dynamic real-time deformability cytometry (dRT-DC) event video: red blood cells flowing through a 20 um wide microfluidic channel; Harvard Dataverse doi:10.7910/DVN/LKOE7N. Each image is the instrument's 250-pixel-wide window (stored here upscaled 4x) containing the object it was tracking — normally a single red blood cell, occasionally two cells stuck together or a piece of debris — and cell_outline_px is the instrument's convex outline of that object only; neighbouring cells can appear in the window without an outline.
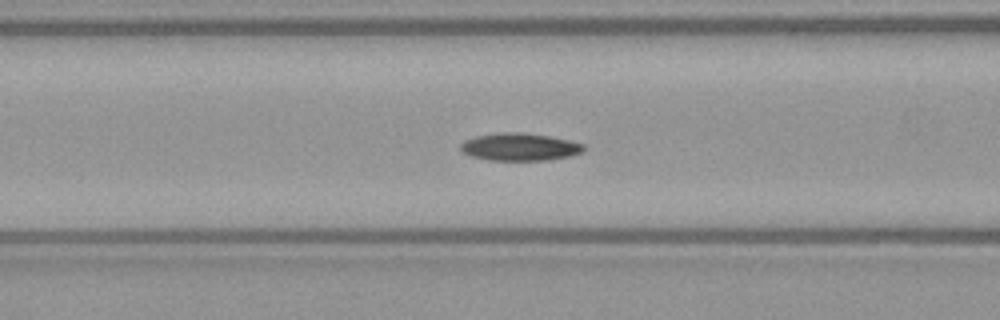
{"species": "common noctule bat (a hibernating species)", "species_latin": "Nyctalus noctula", "temperature_condition": "warm", "stored_images_in_passage": 45, "camera_frame_rate_fps": 3000, "um_per_image_px": 0.085, "animal": {"sex": "female", "body_mass_g": 21.9}, "frame": {"image": 1, "passage_image": 16, "time_ms": 5.0, "image_size_px": [1000, 320], "cell_outline_px": [[584, 148], [580, 152], [568, 156], [548, 160], [488, 160], [472, 156], [460, 152], [460, 144], [464, 140], [476, 136], [500, 132], [524, 132], [548, 136], [568, 140], [584, 144]], "centroid_in_image_um": [44.11, 12.48], "position_along_channel_um": 122.5, "area_um2": 19.71}}
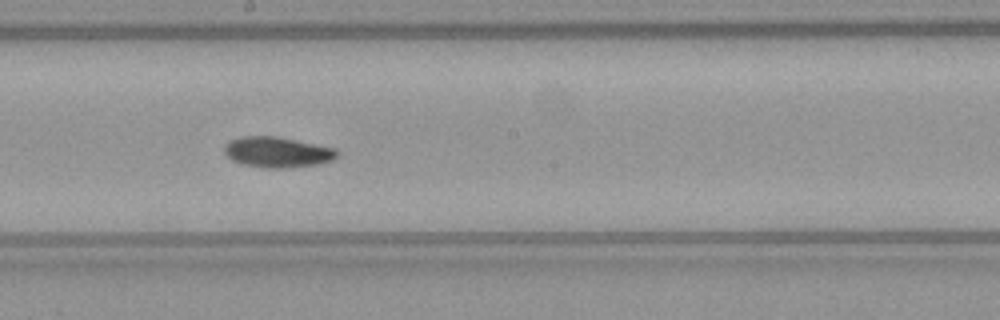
{"frame": {"image": 2, "passage_image": 24, "time_ms": 7.667, "image_size_px": [1000, 320], "cell_outline_px": [[336, 156], [332, 160], [316, 164], [284, 168], [264, 168], [244, 164], [232, 160], [224, 152], [224, 148], [228, 140], [240, 136], [276, 136], [332, 148], [336, 152]], "centroid_in_image_um": [23.48, 12.93], "position_along_channel_um": 224.7, "area_um2": 19.71}}
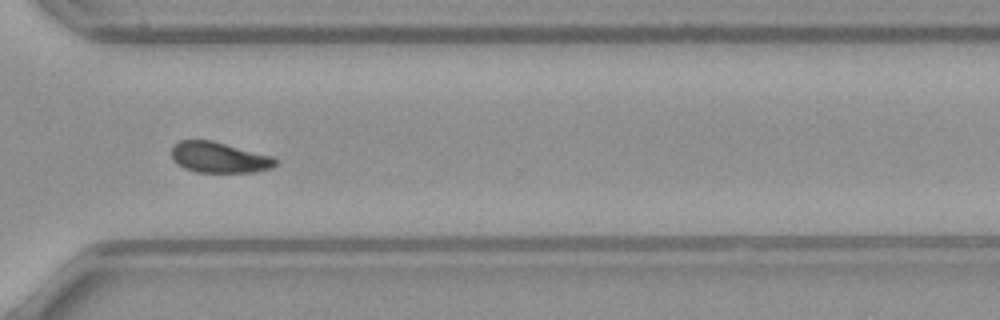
{"frame": {"image": 3, "passage_image": 34, "time_ms": 11.0, "image_size_px": [1000, 320], "cell_outline_px": [[276, 164], [272, 168], [252, 172], [196, 172], [184, 168], [172, 160], [172, 144], [180, 140], [212, 140], [272, 156], [276, 160]], "centroid_in_image_um": [18.59, 13.38], "position_along_channel_um": 352.0, "area_um2": 18.61}, "authors_computed_cell_mechanics": {"area_um2": 19.1318, "velocity_mm_per_s": 3.8285, "shape_relaxation_time_tau1_ms": 11.1208, "shape_relaxation_time_tau2_ms": 6.0219, "deformation_change_tau1": 0.2142, "deformation_change_tau2": 0.1083}}